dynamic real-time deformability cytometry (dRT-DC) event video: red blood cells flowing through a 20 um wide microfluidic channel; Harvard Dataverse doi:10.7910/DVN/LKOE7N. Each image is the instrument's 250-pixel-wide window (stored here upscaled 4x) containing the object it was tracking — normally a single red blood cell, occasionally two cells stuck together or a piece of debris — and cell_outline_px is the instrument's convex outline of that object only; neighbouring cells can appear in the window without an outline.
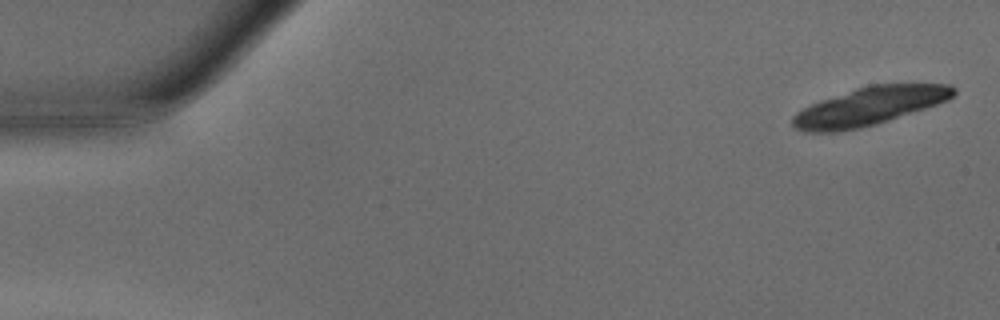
{"species": "common noctule bat (a hibernating species)", "species_latin": "Nyctalus noctula", "temperature_condition": "warm", "stored_images_in_passage": 18, "camera_frame_rate_fps": 3000, "um_per_image_px": 0.085, "animal": {"sex": "male", "body_mass_g": 15.6}, "frame": {"image": 1, "passage_image": 1, "time_ms": 0.0, "image_size_px": [1000, 320], "cell_outline_px": [[956, 92], [948, 100], [876, 124], [860, 128], [836, 132], [804, 132], [796, 128], [792, 124], [792, 116], [796, 112], [820, 100], [868, 84], [952, 84], [956, 88]], "centroid_in_image_um": [73.88, 9.03], "position_along_channel_um": 11.1, "area_um2": 35.55}}